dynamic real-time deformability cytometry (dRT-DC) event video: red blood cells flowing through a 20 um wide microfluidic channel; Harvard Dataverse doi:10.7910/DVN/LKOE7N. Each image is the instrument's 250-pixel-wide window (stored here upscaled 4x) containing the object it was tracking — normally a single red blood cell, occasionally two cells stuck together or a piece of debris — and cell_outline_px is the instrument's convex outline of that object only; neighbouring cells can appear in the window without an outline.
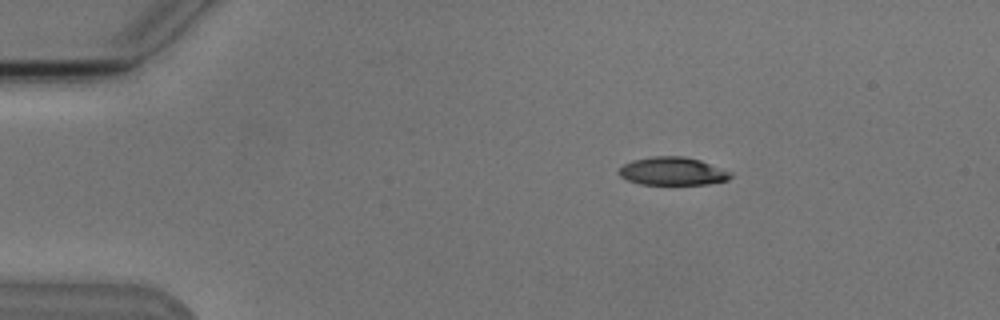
{"species": "Egyptian fruit bat (a non-hibernating species)", "species_latin": "Rousettus aegyptiacus", "temperature_condition": "cold", "stored_images_in_passage": 5, "segment_of_instrument_passage": [1, 2], "camera_frame_rate_fps": 3000, "um_per_image_px": 0.085, "animal": {"sex": "male"}, "frame": {"image": 1, "passage_image": 2, "time_ms": 1.0, "image_size_px": [1000, 320], "cell_outline_px": [[732, 176], [728, 180], [708, 184], [640, 184], [628, 180], [620, 176], [616, 172], [624, 164], [632, 160], [652, 156], [684, 156], [700, 160], [732, 172]], "centroid_in_image_um": [57.16, 14.55], "position_along_channel_um": 27.8, "area_um2": 18.32}}